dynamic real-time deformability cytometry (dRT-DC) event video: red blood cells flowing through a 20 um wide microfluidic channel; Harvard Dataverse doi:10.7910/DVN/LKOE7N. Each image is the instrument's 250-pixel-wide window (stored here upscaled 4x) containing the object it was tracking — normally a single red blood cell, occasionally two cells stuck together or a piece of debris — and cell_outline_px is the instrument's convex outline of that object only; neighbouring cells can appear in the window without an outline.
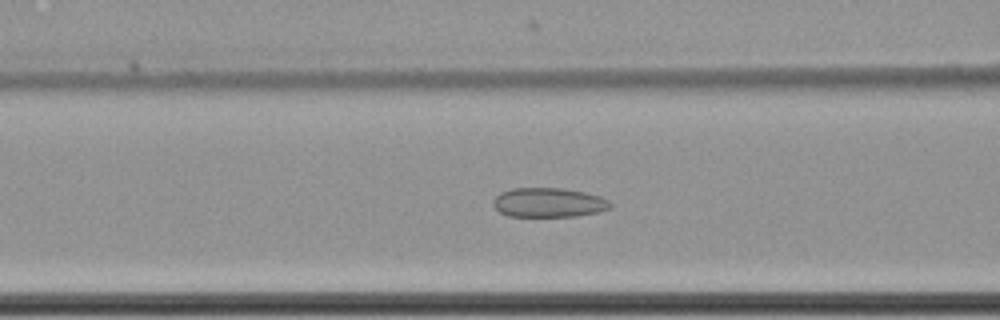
{"species": "common noctule bat (a hibernating species)", "species_latin": "Nyctalus noctula", "temperature_condition": "cold", "stored_images_in_passage": 51, "camera_frame_rate_fps": 3000, "um_per_image_px": 0.085, "animal": {"sex": "female", "body_mass_g": 22.7, "forearm_length_mm": 54.2}, "frame": {"image": 1, "passage_image": 19, "time_ms": 6.0, "image_size_px": [1000, 320], "cell_outline_px": [[612, 208], [596, 212], [576, 216], [508, 216], [500, 212], [492, 204], [492, 200], [500, 192], [512, 188], [564, 188], [584, 192], [600, 196], [608, 200], [612, 204]], "centroid_in_image_um": [46.62, 17.21], "position_along_channel_um": 120.0, "area_um2": 20.11}}
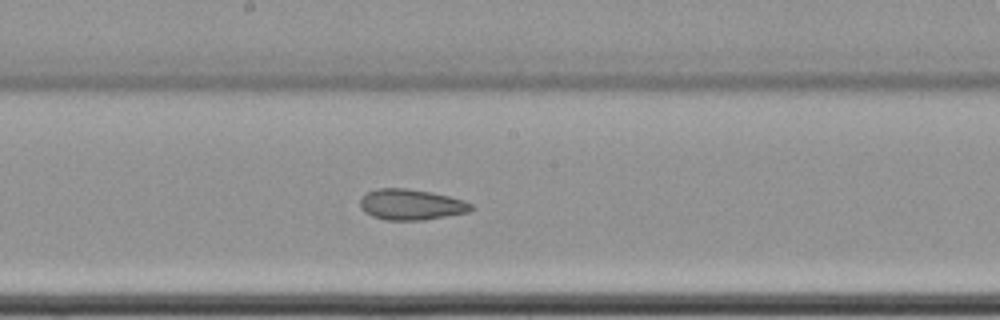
{"frame": {"image": 2, "passage_image": 27, "time_ms": 8.667, "image_size_px": [1000, 320], "cell_outline_px": [[476, 208], [468, 212], [424, 220], [384, 220], [372, 216], [364, 212], [360, 208], [360, 200], [368, 192], [376, 188], [408, 188], [432, 192], [464, 200], [472, 204]], "centroid_in_image_um": [34.95, 17.39], "position_along_channel_um": 213.2, "area_um2": 20.06}}
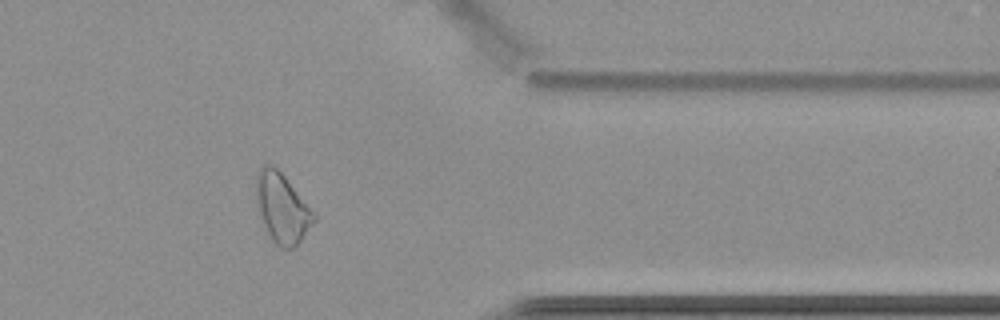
{"frame": {"image": 3, "passage_image": 43, "time_ms": 14.0, "image_size_px": [1000, 320], "cell_outline_px": [[316, 220], [300, 240], [292, 248], [280, 248], [272, 240], [256, 208], [256, 172], [264, 164], [272, 164], [284, 176], [316, 212]], "centroid_in_image_um": [23.97, 17.66], "position_along_channel_um": 387.4, "area_um2": 23.41}}